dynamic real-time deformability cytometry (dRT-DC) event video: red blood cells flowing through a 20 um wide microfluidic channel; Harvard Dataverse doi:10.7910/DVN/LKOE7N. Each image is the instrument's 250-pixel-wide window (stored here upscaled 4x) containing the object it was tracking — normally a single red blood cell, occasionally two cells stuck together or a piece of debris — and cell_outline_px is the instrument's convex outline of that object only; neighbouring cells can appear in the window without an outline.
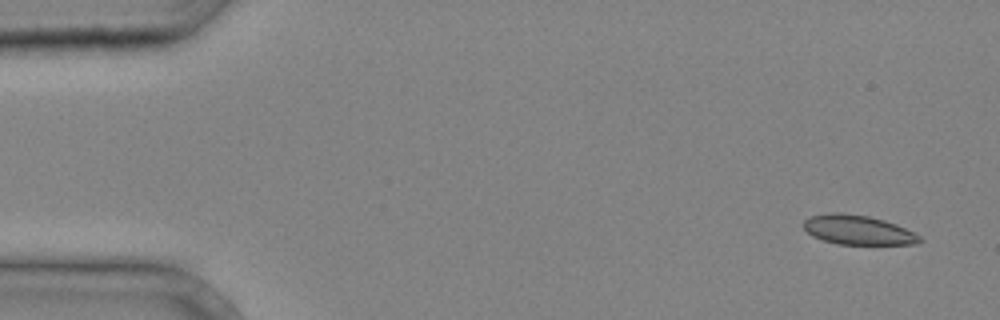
{"species": "common noctule bat (a hibernating species)", "species_latin": "Nyctalus noctula", "temperature_condition": "cold", "stored_images_in_passage": 3, "camera_frame_rate_fps": 3000, "um_per_image_px": 0.085, "animal": {"sex": "male", "body_mass_g": 20.4}, "frame": {"image": 1, "passage_image": 1, "time_ms": 0.0, "image_size_px": [1000, 320], "cell_outline_px": [[924, 240], [920, 244], [836, 244], [812, 236], [804, 228], [804, 220], [812, 216], [828, 212], [840, 212], [868, 216], [884, 220], [896, 224], [920, 236]], "centroid_in_image_um": [72.93, 19.54], "position_along_channel_um": 12.1, "area_um2": 19.88}}
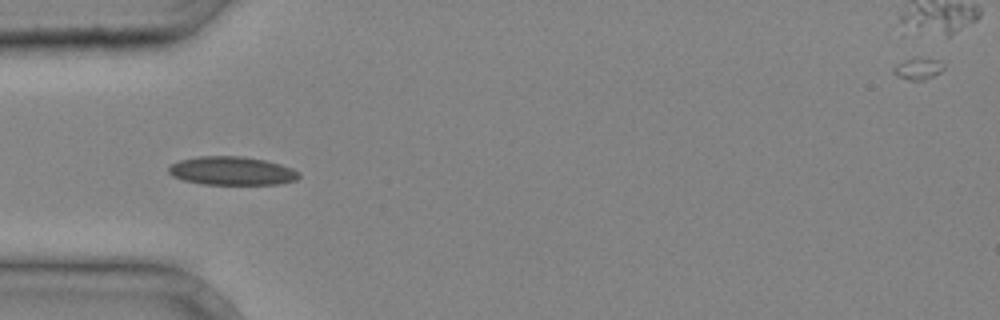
{"frame": {"image": 2, "passage_image": 3, "time_ms": 0.667, "image_size_px": [1000, 320], "cell_outline_px": [[300, 176], [296, 180], [280, 184], [204, 184], [184, 180], [172, 176], [168, 172], [168, 168], [172, 164], [180, 160], [196, 156], [240, 156], [264, 160], [280, 164], [292, 168], [300, 172]], "centroid_in_image_um": [19.72, 14.52], "position_along_channel_um": 65.3, "area_um2": 21.62}}